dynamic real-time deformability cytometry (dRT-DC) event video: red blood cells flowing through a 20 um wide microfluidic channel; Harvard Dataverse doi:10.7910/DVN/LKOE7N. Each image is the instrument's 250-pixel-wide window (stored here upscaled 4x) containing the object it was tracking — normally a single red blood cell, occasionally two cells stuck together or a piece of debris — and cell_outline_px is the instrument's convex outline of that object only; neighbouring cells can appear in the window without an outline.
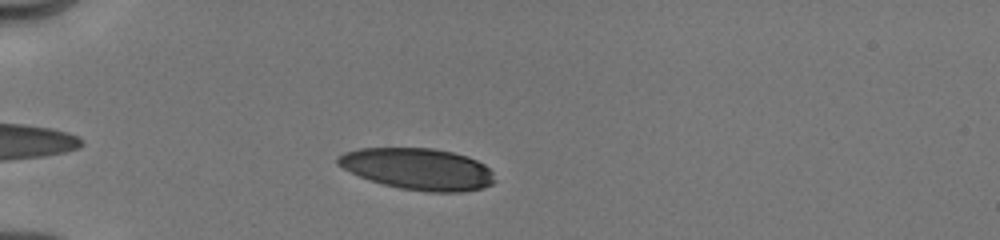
{"species": "human", "species_latin": "Homo sapiens", "temperature_condition": "cold", "stored_images_in_passage": 44, "camera_frame_rate_fps": 3000, "um_per_image_px": 0.085, "donor": {"sex": "male"}, "frame": {"image": 1, "passage_image": 7, "time_ms": 1.333, "image_size_px": [1000, 240], "cell_outline_px": [[496, 180], [492, 184], [484, 188], [464, 192], [428, 192], [400, 188], [368, 180], [336, 164], [336, 156], [344, 152], [360, 148], [432, 148], [452, 152], [468, 156], [484, 164], [492, 172]], "centroid_in_image_um": [35.53, 14.36], "position_along_channel_um": 49.5, "area_um2": 38.15}}
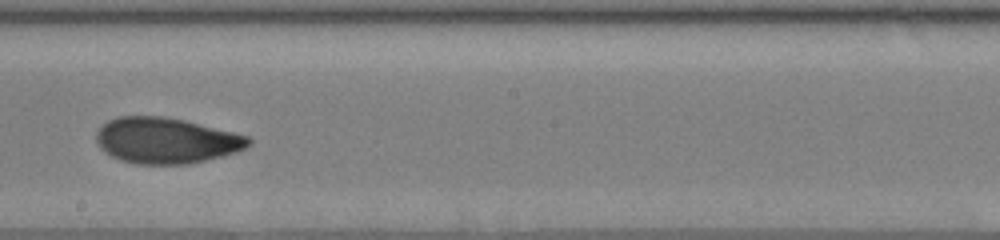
{"frame": {"image": 2, "passage_image": 24, "time_ms": 6.667, "image_size_px": [1000, 240], "cell_outline_px": [[252, 144], [236, 152], [224, 156], [188, 164], [136, 164], [120, 160], [112, 156], [100, 148], [96, 140], [96, 132], [108, 120], [116, 116], [164, 116], [184, 120], [248, 136], [252, 140]], "centroid_in_image_um": [14.11, 11.94], "position_along_channel_um": 234.1, "area_um2": 40.69}}
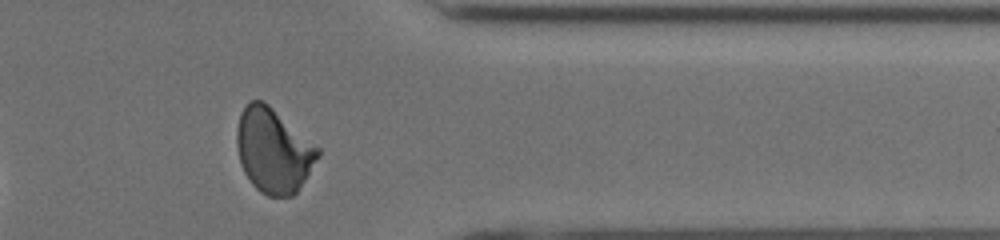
{"frame": {"image": 3, "passage_image": 40, "time_ms": 10.667, "image_size_px": [1000, 240], "cell_outline_px": [[320, 156], [296, 192], [292, 196], [268, 196], [260, 192], [252, 184], [244, 172], [240, 164], [236, 144], [236, 128], [240, 112], [248, 100], [264, 100], [320, 148]], "centroid_in_image_um": [23.21, 12.77], "position_along_channel_um": 388.2, "area_um2": 40.11}, "authors_computed_cell_mechanics": {"area_um2": 40.0554, "velocity_mm_per_s": 4.0257, "shape_relaxation_time_tau1_ms": 4.9747, "shape_relaxation_time_tau2_ms": 1.6348, "deformation_change_tau1": 0.162, "deformation_change_tau2": 0.0677}}